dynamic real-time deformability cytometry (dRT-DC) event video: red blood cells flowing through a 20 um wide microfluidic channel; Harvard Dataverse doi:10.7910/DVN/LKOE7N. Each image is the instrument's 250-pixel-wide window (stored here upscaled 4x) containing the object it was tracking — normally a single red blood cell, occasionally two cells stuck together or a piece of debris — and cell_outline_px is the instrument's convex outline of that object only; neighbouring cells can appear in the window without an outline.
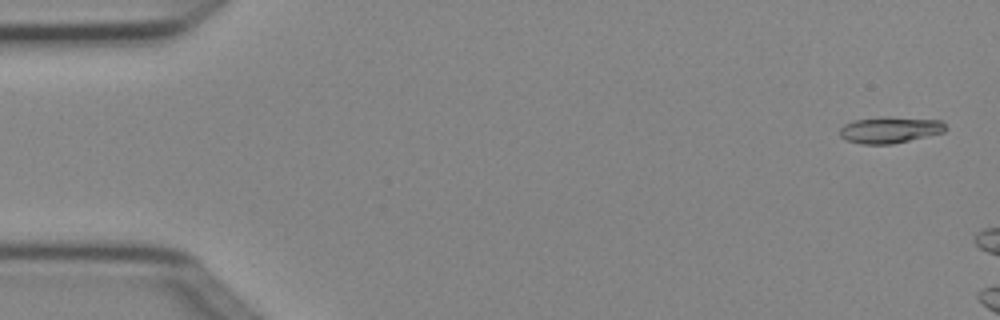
{"species": "Egyptian fruit bat (a non-hibernating species)", "species_latin": "Rousettus aegyptiacus", "temperature_condition": "cold", "stored_images_in_passage": 2, "camera_frame_rate_fps": 3000, "um_per_image_px": 0.085, "animal": {"sex": "female"}, "frame": {"image": 1, "passage_image": 1, "time_ms": 0.0, "image_size_px": [1000, 320], "cell_outline_px": [[948, 128], [944, 132], [892, 144], [860, 144], [848, 140], [840, 136], [840, 128], [844, 124], [852, 120], [884, 116], [888, 116], [940, 120]], "centroid_in_image_um": [75.63, 11.02], "position_along_channel_um": 9.4, "area_um2": 16.36}}